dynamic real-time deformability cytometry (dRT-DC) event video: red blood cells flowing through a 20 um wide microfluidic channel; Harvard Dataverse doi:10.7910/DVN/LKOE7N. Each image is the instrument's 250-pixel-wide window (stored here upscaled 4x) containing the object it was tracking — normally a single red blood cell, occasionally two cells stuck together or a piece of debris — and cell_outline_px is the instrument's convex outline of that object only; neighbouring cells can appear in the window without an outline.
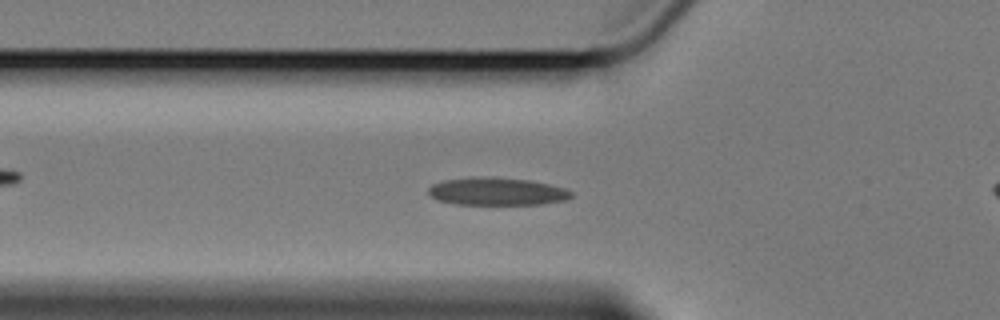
{"species": "Egyptian fruit bat (a non-hibernating species)", "species_latin": "Rousettus aegyptiacus", "temperature_condition": "cold", "stored_images_in_passage": 28, "camera_frame_rate_fps": 3000, "um_per_image_px": 0.085, "animal": {"sex": "female"}, "frame": {"image": 1, "passage_image": 10, "time_ms": 3.0, "image_size_px": [1000, 320], "cell_outline_px": [[572, 196], [564, 200], [544, 204], [456, 204], [436, 200], [428, 192], [428, 188], [432, 184], [444, 180], [472, 176], [492, 176], [528, 180], [548, 184], [564, 188], [572, 192]], "centroid_in_image_um": [42.2, 16.26], "position_along_channel_um": 83.6, "area_um2": 23.18}}
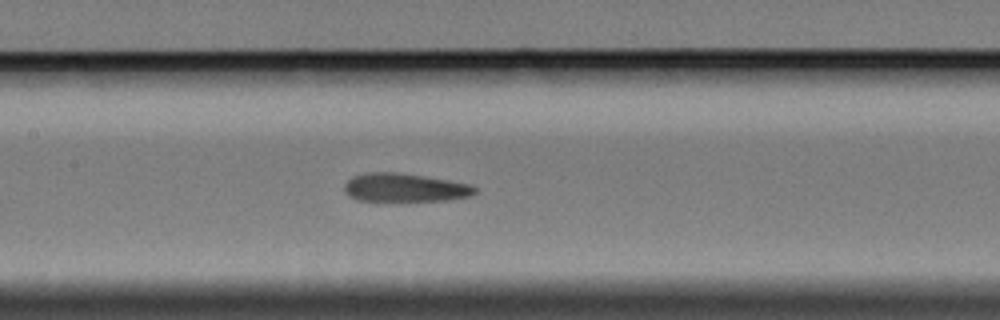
{"frame": {"image": 2, "passage_image": 18, "time_ms": 5.667, "image_size_px": [1000, 320], "cell_outline_px": [[476, 192], [468, 196], [448, 200], [356, 200], [348, 196], [344, 192], [344, 184], [352, 176], [368, 172], [400, 172], [448, 180], [468, 184], [476, 188]], "centroid_in_image_um": [34.34, 15.93], "position_along_channel_um": 173.1, "area_um2": 21.44}}
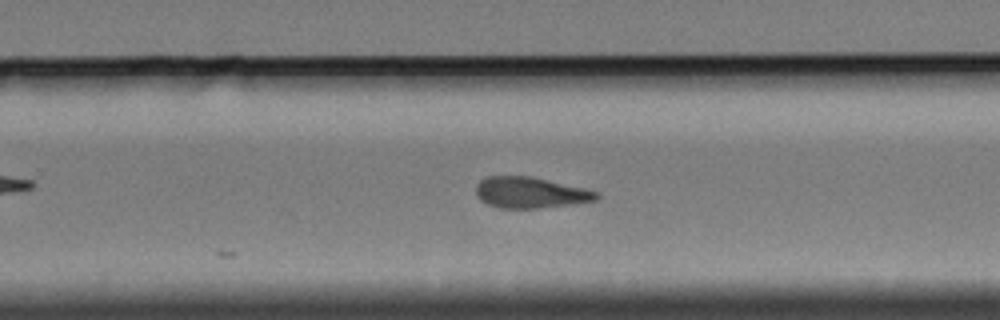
{"frame": {"image": 3, "passage_image": 28, "time_ms": 9.0, "image_size_px": [1000, 320], "cell_outline_px": [[600, 196], [596, 200], [572, 204], [536, 208], [500, 208], [488, 204], [480, 200], [476, 192], [476, 184], [480, 180], [488, 176], [532, 176], [584, 188], [600, 192]], "centroid_in_image_um": [45.08, 16.36], "position_along_channel_um": 284.7, "area_um2": 21.79}}